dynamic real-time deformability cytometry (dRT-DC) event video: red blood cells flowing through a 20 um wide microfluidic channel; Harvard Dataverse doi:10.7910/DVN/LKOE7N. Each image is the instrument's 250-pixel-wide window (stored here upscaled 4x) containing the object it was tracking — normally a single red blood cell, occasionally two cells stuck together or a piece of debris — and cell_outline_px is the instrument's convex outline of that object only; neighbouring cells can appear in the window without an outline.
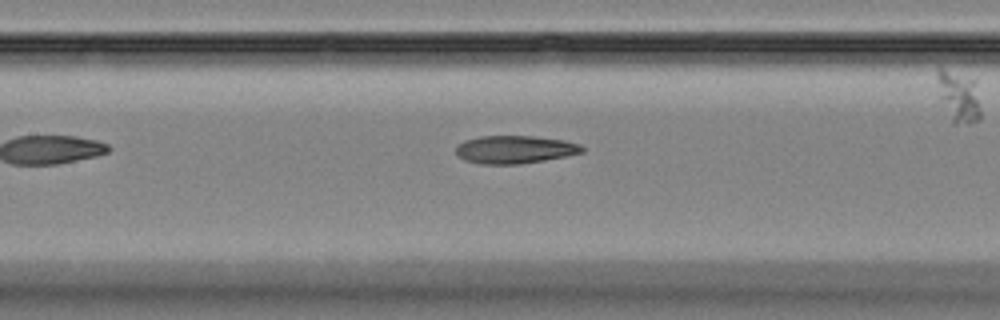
{"species": "Egyptian fruit bat (a non-hibernating species)", "species_latin": "Rousettus aegyptiacus", "temperature_condition": "room temperature", "stored_images_in_passage": 35, "camera_frame_rate_fps": 3000, "um_per_image_px": 0.085, "animal": {"sex": "female"}, "frame": {"image": 1, "passage_image": 8, "time_ms": 2.333, "image_size_px": [1000, 320], "cell_outline_px": [[584, 152], [544, 160], [520, 164], [480, 164], [464, 160], [456, 156], [456, 148], [464, 140], [480, 136], [532, 136], [564, 140], [580, 144], [584, 148]], "centroid_in_image_um": [43.73, 12.71], "position_along_channel_um": 163.7, "area_um2": 20.52}}
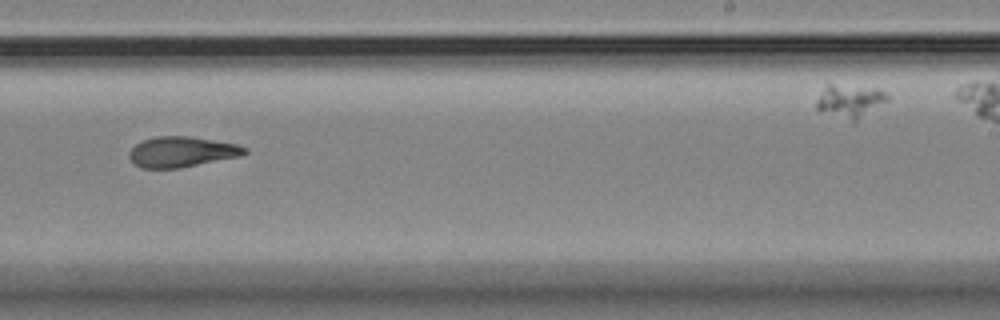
{"frame": {"image": 2, "passage_image": 17, "time_ms": 5.333, "image_size_px": [1000, 320], "cell_outline_px": [[248, 152], [240, 156], [180, 168], [140, 168], [128, 156], [128, 152], [136, 144], [144, 140], [156, 136], [188, 136], [236, 144], [248, 148]], "centroid_in_image_um": [15.44, 12.91], "position_along_channel_um": 273.6, "area_um2": 20.35}}
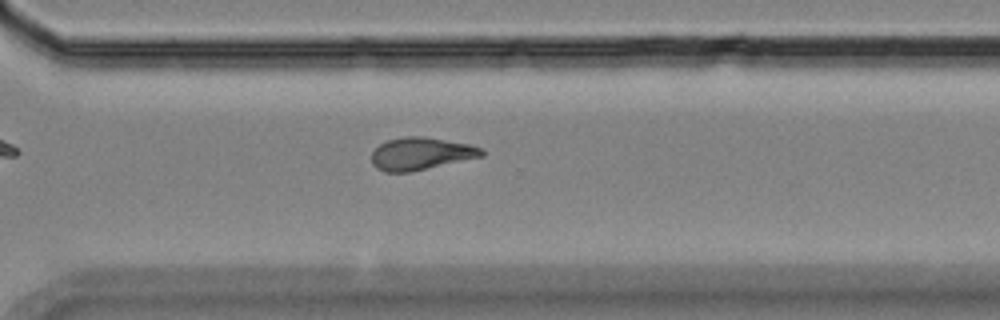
{"frame": {"image": 3, "passage_image": 22, "time_ms": 7.0, "image_size_px": [1000, 320], "cell_outline_px": [[484, 156], [408, 172], [384, 172], [376, 168], [372, 164], [372, 152], [380, 144], [388, 140], [404, 136], [424, 136], [468, 144], [480, 148], [484, 152]], "centroid_in_image_um": [35.75, 13.06], "position_along_channel_um": 334.9, "area_um2": 20.63}}